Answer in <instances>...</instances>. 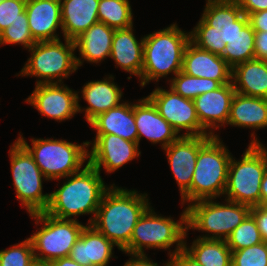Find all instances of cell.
Returning <instances> with one entry per match:
<instances>
[{
	"label": "cell",
	"instance_id": "d6986e66",
	"mask_svg": "<svg viewBox=\"0 0 267 266\" xmlns=\"http://www.w3.org/2000/svg\"><path fill=\"white\" fill-rule=\"evenodd\" d=\"M232 82L195 98L194 104L200 125L207 129H218L228 122L231 102L235 94ZM221 123V124H220Z\"/></svg>",
	"mask_w": 267,
	"mask_h": 266
},
{
	"label": "cell",
	"instance_id": "ab89813d",
	"mask_svg": "<svg viewBox=\"0 0 267 266\" xmlns=\"http://www.w3.org/2000/svg\"><path fill=\"white\" fill-rule=\"evenodd\" d=\"M248 19L255 32H267V10L250 13Z\"/></svg>",
	"mask_w": 267,
	"mask_h": 266
},
{
	"label": "cell",
	"instance_id": "7402d4cb",
	"mask_svg": "<svg viewBox=\"0 0 267 266\" xmlns=\"http://www.w3.org/2000/svg\"><path fill=\"white\" fill-rule=\"evenodd\" d=\"M64 39L75 40L98 20L99 0H60Z\"/></svg>",
	"mask_w": 267,
	"mask_h": 266
},
{
	"label": "cell",
	"instance_id": "7c38bea8",
	"mask_svg": "<svg viewBox=\"0 0 267 266\" xmlns=\"http://www.w3.org/2000/svg\"><path fill=\"white\" fill-rule=\"evenodd\" d=\"M13 185L16 197L29 214L44 212L49 204L50 194L42 193V177L40 168L28 150L16 140L9 151Z\"/></svg>",
	"mask_w": 267,
	"mask_h": 266
},
{
	"label": "cell",
	"instance_id": "9a60e30c",
	"mask_svg": "<svg viewBox=\"0 0 267 266\" xmlns=\"http://www.w3.org/2000/svg\"><path fill=\"white\" fill-rule=\"evenodd\" d=\"M43 116L64 121L82 112L78 92L60 83L36 84L32 94L26 99Z\"/></svg>",
	"mask_w": 267,
	"mask_h": 266
},
{
	"label": "cell",
	"instance_id": "ffe728a7",
	"mask_svg": "<svg viewBox=\"0 0 267 266\" xmlns=\"http://www.w3.org/2000/svg\"><path fill=\"white\" fill-rule=\"evenodd\" d=\"M26 15L33 38L39 41L59 40L55 34L62 30V14L60 0H27Z\"/></svg>",
	"mask_w": 267,
	"mask_h": 266
},
{
	"label": "cell",
	"instance_id": "44dd1931",
	"mask_svg": "<svg viewBox=\"0 0 267 266\" xmlns=\"http://www.w3.org/2000/svg\"><path fill=\"white\" fill-rule=\"evenodd\" d=\"M114 246L92 225H87L72 247L69 257L83 266H107Z\"/></svg>",
	"mask_w": 267,
	"mask_h": 266
},
{
	"label": "cell",
	"instance_id": "bcb514c9",
	"mask_svg": "<svg viewBox=\"0 0 267 266\" xmlns=\"http://www.w3.org/2000/svg\"><path fill=\"white\" fill-rule=\"evenodd\" d=\"M30 266H52L51 262L34 259Z\"/></svg>",
	"mask_w": 267,
	"mask_h": 266
},
{
	"label": "cell",
	"instance_id": "ba28073f",
	"mask_svg": "<svg viewBox=\"0 0 267 266\" xmlns=\"http://www.w3.org/2000/svg\"><path fill=\"white\" fill-rule=\"evenodd\" d=\"M231 153L219 136H212L198 151L191 183V202L216 199L225 193Z\"/></svg>",
	"mask_w": 267,
	"mask_h": 266
},
{
	"label": "cell",
	"instance_id": "2e32d148",
	"mask_svg": "<svg viewBox=\"0 0 267 266\" xmlns=\"http://www.w3.org/2000/svg\"><path fill=\"white\" fill-rule=\"evenodd\" d=\"M138 147V143L117 135L96 134L91 151H88V163L99 172L103 166L107 173H111L139 157Z\"/></svg>",
	"mask_w": 267,
	"mask_h": 266
},
{
	"label": "cell",
	"instance_id": "7a4b0ae2",
	"mask_svg": "<svg viewBox=\"0 0 267 266\" xmlns=\"http://www.w3.org/2000/svg\"><path fill=\"white\" fill-rule=\"evenodd\" d=\"M62 187L50 193L45 212L60 219L77 220V216L97 213L101 199L109 188L105 185L100 172L88 163L82 170L71 174Z\"/></svg>",
	"mask_w": 267,
	"mask_h": 266
},
{
	"label": "cell",
	"instance_id": "83f0119b",
	"mask_svg": "<svg viewBox=\"0 0 267 266\" xmlns=\"http://www.w3.org/2000/svg\"><path fill=\"white\" fill-rule=\"evenodd\" d=\"M114 31L106 24L97 22L74 40L75 48L85 61L98 63L110 57Z\"/></svg>",
	"mask_w": 267,
	"mask_h": 266
},
{
	"label": "cell",
	"instance_id": "3957f363",
	"mask_svg": "<svg viewBox=\"0 0 267 266\" xmlns=\"http://www.w3.org/2000/svg\"><path fill=\"white\" fill-rule=\"evenodd\" d=\"M249 22L236 0H207L197 26L190 32V41L198 48L221 56L230 42Z\"/></svg>",
	"mask_w": 267,
	"mask_h": 266
},
{
	"label": "cell",
	"instance_id": "8d00e7d4",
	"mask_svg": "<svg viewBox=\"0 0 267 266\" xmlns=\"http://www.w3.org/2000/svg\"><path fill=\"white\" fill-rule=\"evenodd\" d=\"M27 0H3L0 2V33L17 20H24Z\"/></svg>",
	"mask_w": 267,
	"mask_h": 266
},
{
	"label": "cell",
	"instance_id": "d6a6232c",
	"mask_svg": "<svg viewBox=\"0 0 267 266\" xmlns=\"http://www.w3.org/2000/svg\"><path fill=\"white\" fill-rule=\"evenodd\" d=\"M231 251L240 250L264 242L254 218L249 214L226 240Z\"/></svg>",
	"mask_w": 267,
	"mask_h": 266
},
{
	"label": "cell",
	"instance_id": "f35d334b",
	"mask_svg": "<svg viewBox=\"0 0 267 266\" xmlns=\"http://www.w3.org/2000/svg\"><path fill=\"white\" fill-rule=\"evenodd\" d=\"M236 2L246 16L250 13L267 10V0H236Z\"/></svg>",
	"mask_w": 267,
	"mask_h": 266
},
{
	"label": "cell",
	"instance_id": "8fae6325",
	"mask_svg": "<svg viewBox=\"0 0 267 266\" xmlns=\"http://www.w3.org/2000/svg\"><path fill=\"white\" fill-rule=\"evenodd\" d=\"M30 216L36 220V224L43 223L42 228L29 237L32 241L35 259L38 260L51 262L68 257L85 227L75 219H60L45 211L33 213Z\"/></svg>",
	"mask_w": 267,
	"mask_h": 266
},
{
	"label": "cell",
	"instance_id": "f6af8a7d",
	"mask_svg": "<svg viewBox=\"0 0 267 266\" xmlns=\"http://www.w3.org/2000/svg\"><path fill=\"white\" fill-rule=\"evenodd\" d=\"M51 264L52 266H83L77 263L75 260H73L69 256L53 260L51 261Z\"/></svg>",
	"mask_w": 267,
	"mask_h": 266
},
{
	"label": "cell",
	"instance_id": "d4e9b609",
	"mask_svg": "<svg viewBox=\"0 0 267 266\" xmlns=\"http://www.w3.org/2000/svg\"><path fill=\"white\" fill-rule=\"evenodd\" d=\"M231 82L238 94L267 99V61L253 59L234 66Z\"/></svg>",
	"mask_w": 267,
	"mask_h": 266
},
{
	"label": "cell",
	"instance_id": "f546056e",
	"mask_svg": "<svg viewBox=\"0 0 267 266\" xmlns=\"http://www.w3.org/2000/svg\"><path fill=\"white\" fill-rule=\"evenodd\" d=\"M221 57L231 68L255 59V31L249 22L227 42Z\"/></svg>",
	"mask_w": 267,
	"mask_h": 266
},
{
	"label": "cell",
	"instance_id": "30bf717a",
	"mask_svg": "<svg viewBox=\"0 0 267 266\" xmlns=\"http://www.w3.org/2000/svg\"><path fill=\"white\" fill-rule=\"evenodd\" d=\"M214 199L190 203L187 208V230L196 229L212 235L200 239L227 240L232 231L250 214L251 207L226 200L220 204Z\"/></svg>",
	"mask_w": 267,
	"mask_h": 266
},
{
	"label": "cell",
	"instance_id": "52a82bcc",
	"mask_svg": "<svg viewBox=\"0 0 267 266\" xmlns=\"http://www.w3.org/2000/svg\"><path fill=\"white\" fill-rule=\"evenodd\" d=\"M39 41L30 49L31 56L22 68L20 75L40 78L36 84L60 83L82 65L83 60L74 55L75 42L64 39ZM66 44V45H65ZM56 78L57 81L54 79Z\"/></svg>",
	"mask_w": 267,
	"mask_h": 266
},
{
	"label": "cell",
	"instance_id": "1f68e13d",
	"mask_svg": "<svg viewBox=\"0 0 267 266\" xmlns=\"http://www.w3.org/2000/svg\"><path fill=\"white\" fill-rule=\"evenodd\" d=\"M169 82H171L170 88H172L177 94L192 100L201 94L218 89L222 86L219 81L208 78L193 77L182 71L178 72Z\"/></svg>",
	"mask_w": 267,
	"mask_h": 266
},
{
	"label": "cell",
	"instance_id": "ee69618b",
	"mask_svg": "<svg viewBox=\"0 0 267 266\" xmlns=\"http://www.w3.org/2000/svg\"><path fill=\"white\" fill-rule=\"evenodd\" d=\"M260 191V206L267 207V168L264 172Z\"/></svg>",
	"mask_w": 267,
	"mask_h": 266
},
{
	"label": "cell",
	"instance_id": "f1b7e54d",
	"mask_svg": "<svg viewBox=\"0 0 267 266\" xmlns=\"http://www.w3.org/2000/svg\"><path fill=\"white\" fill-rule=\"evenodd\" d=\"M184 250L202 266H232V251L225 240L197 238Z\"/></svg>",
	"mask_w": 267,
	"mask_h": 266
},
{
	"label": "cell",
	"instance_id": "60d3db41",
	"mask_svg": "<svg viewBox=\"0 0 267 266\" xmlns=\"http://www.w3.org/2000/svg\"><path fill=\"white\" fill-rule=\"evenodd\" d=\"M255 59L267 61V32H255Z\"/></svg>",
	"mask_w": 267,
	"mask_h": 266
},
{
	"label": "cell",
	"instance_id": "4dcf8cb0",
	"mask_svg": "<svg viewBox=\"0 0 267 266\" xmlns=\"http://www.w3.org/2000/svg\"><path fill=\"white\" fill-rule=\"evenodd\" d=\"M98 20L113 29L133 26L130 2L124 0H99Z\"/></svg>",
	"mask_w": 267,
	"mask_h": 266
},
{
	"label": "cell",
	"instance_id": "836d02e7",
	"mask_svg": "<svg viewBox=\"0 0 267 266\" xmlns=\"http://www.w3.org/2000/svg\"><path fill=\"white\" fill-rule=\"evenodd\" d=\"M35 255L32 241L26 238L23 242L9 249L0 250V266H30Z\"/></svg>",
	"mask_w": 267,
	"mask_h": 266
},
{
	"label": "cell",
	"instance_id": "277c9868",
	"mask_svg": "<svg viewBox=\"0 0 267 266\" xmlns=\"http://www.w3.org/2000/svg\"><path fill=\"white\" fill-rule=\"evenodd\" d=\"M141 86L151 80L158 81L173 72L182 70L183 54L190 42V32H183L176 23L144 36Z\"/></svg>",
	"mask_w": 267,
	"mask_h": 266
},
{
	"label": "cell",
	"instance_id": "e575fe53",
	"mask_svg": "<svg viewBox=\"0 0 267 266\" xmlns=\"http://www.w3.org/2000/svg\"><path fill=\"white\" fill-rule=\"evenodd\" d=\"M37 41L33 38L26 11L24 20H17L0 33V44H22L24 48L30 49Z\"/></svg>",
	"mask_w": 267,
	"mask_h": 266
},
{
	"label": "cell",
	"instance_id": "7bdbcfd3",
	"mask_svg": "<svg viewBox=\"0 0 267 266\" xmlns=\"http://www.w3.org/2000/svg\"><path fill=\"white\" fill-rule=\"evenodd\" d=\"M131 257L130 260L125 262L124 266H159L146 255H132ZM164 266H171V261L169 260Z\"/></svg>",
	"mask_w": 267,
	"mask_h": 266
},
{
	"label": "cell",
	"instance_id": "5bb4252c",
	"mask_svg": "<svg viewBox=\"0 0 267 266\" xmlns=\"http://www.w3.org/2000/svg\"><path fill=\"white\" fill-rule=\"evenodd\" d=\"M211 137L210 135L180 136L164 148L172 174L179 185L182 205L191 202V183L198 151Z\"/></svg>",
	"mask_w": 267,
	"mask_h": 266
},
{
	"label": "cell",
	"instance_id": "b9f144b4",
	"mask_svg": "<svg viewBox=\"0 0 267 266\" xmlns=\"http://www.w3.org/2000/svg\"><path fill=\"white\" fill-rule=\"evenodd\" d=\"M171 266H202L184 249L170 257Z\"/></svg>",
	"mask_w": 267,
	"mask_h": 266
},
{
	"label": "cell",
	"instance_id": "603a6c76",
	"mask_svg": "<svg viewBox=\"0 0 267 266\" xmlns=\"http://www.w3.org/2000/svg\"><path fill=\"white\" fill-rule=\"evenodd\" d=\"M133 26L115 29L110 57L124 71L141 78L143 67L144 38L139 41L133 34Z\"/></svg>",
	"mask_w": 267,
	"mask_h": 266
},
{
	"label": "cell",
	"instance_id": "5b68a950",
	"mask_svg": "<svg viewBox=\"0 0 267 266\" xmlns=\"http://www.w3.org/2000/svg\"><path fill=\"white\" fill-rule=\"evenodd\" d=\"M242 158L237 161L231 156L225 200L260 206V191L264 172L267 168V148L254 135Z\"/></svg>",
	"mask_w": 267,
	"mask_h": 266
},
{
	"label": "cell",
	"instance_id": "74e56055",
	"mask_svg": "<svg viewBox=\"0 0 267 266\" xmlns=\"http://www.w3.org/2000/svg\"><path fill=\"white\" fill-rule=\"evenodd\" d=\"M250 215L254 218L258 230L264 242L267 241V207L265 206H252Z\"/></svg>",
	"mask_w": 267,
	"mask_h": 266
},
{
	"label": "cell",
	"instance_id": "4fadbf2b",
	"mask_svg": "<svg viewBox=\"0 0 267 266\" xmlns=\"http://www.w3.org/2000/svg\"><path fill=\"white\" fill-rule=\"evenodd\" d=\"M147 97L156 106L159 114L178 134L183 131L182 129L186 130V133L181 134V136H217L212 130L207 133L200 125L192 99L182 97L172 88L167 91L158 87Z\"/></svg>",
	"mask_w": 267,
	"mask_h": 266
},
{
	"label": "cell",
	"instance_id": "cb8c5ba5",
	"mask_svg": "<svg viewBox=\"0 0 267 266\" xmlns=\"http://www.w3.org/2000/svg\"><path fill=\"white\" fill-rule=\"evenodd\" d=\"M97 134L117 135L138 143V132L134 118V104L128 102L99 114L89 123Z\"/></svg>",
	"mask_w": 267,
	"mask_h": 266
},
{
	"label": "cell",
	"instance_id": "8992f818",
	"mask_svg": "<svg viewBox=\"0 0 267 266\" xmlns=\"http://www.w3.org/2000/svg\"><path fill=\"white\" fill-rule=\"evenodd\" d=\"M32 155L35 163L45 176V180H59L69 178L71 174L79 172L89 158L88 148L91 142L83 145L66 140L32 139V147L19 135L17 139Z\"/></svg>",
	"mask_w": 267,
	"mask_h": 266
},
{
	"label": "cell",
	"instance_id": "d590c367",
	"mask_svg": "<svg viewBox=\"0 0 267 266\" xmlns=\"http://www.w3.org/2000/svg\"><path fill=\"white\" fill-rule=\"evenodd\" d=\"M232 266H267L266 242L232 251Z\"/></svg>",
	"mask_w": 267,
	"mask_h": 266
},
{
	"label": "cell",
	"instance_id": "484cf974",
	"mask_svg": "<svg viewBox=\"0 0 267 266\" xmlns=\"http://www.w3.org/2000/svg\"><path fill=\"white\" fill-rule=\"evenodd\" d=\"M107 78L101 81H90L82 89L83 99L88 103L84 109L88 124L99 114L121 104L120 100L123 95L121 89L111 81L114 80L112 75Z\"/></svg>",
	"mask_w": 267,
	"mask_h": 266
},
{
	"label": "cell",
	"instance_id": "9c48e42d",
	"mask_svg": "<svg viewBox=\"0 0 267 266\" xmlns=\"http://www.w3.org/2000/svg\"><path fill=\"white\" fill-rule=\"evenodd\" d=\"M185 225V226H184ZM187 236V208L181 214L180 221L155 214L149 207L133 228L130 239V256L146 255L143 248H160L167 250L176 243V249L170 257L184 249Z\"/></svg>",
	"mask_w": 267,
	"mask_h": 266
},
{
	"label": "cell",
	"instance_id": "ac0fdd59",
	"mask_svg": "<svg viewBox=\"0 0 267 266\" xmlns=\"http://www.w3.org/2000/svg\"><path fill=\"white\" fill-rule=\"evenodd\" d=\"M182 72L193 76L231 83L232 68L219 55L198 48L191 41L183 54Z\"/></svg>",
	"mask_w": 267,
	"mask_h": 266
},
{
	"label": "cell",
	"instance_id": "e0dca14e",
	"mask_svg": "<svg viewBox=\"0 0 267 266\" xmlns=\"http://www.w3.org/2000/svg\"><path fill=\"white\" fill-rule=\"evenodd\" d=\"M134 118L138 132V145L142 136L153 144L161 143L166 148L181 135L159 114L152 101L146 97L134 104Z\"/></svg>",
	"mask_w": 267,
	"mask_h": 266
},
{
	"label": "cell",
	"instance_id": "4316f807",
	"mask_svg": "<svg viewBox=\"0 0 267 266\" xmlns=\"http://www.w3.org/2000/svg\"><path fill=\"white\" fill-rule=\"evenodd\" d=\"M227 124L256 130L267 127V99L235 93Z\"/></svg>",
	"mask_w": 267,
	"mask_h": 266
},
{
	"label": "cell",
	"instance_id": "6da1fadb",
	"mask_svg": "<svg viewBox=\"0 0 267 266\" xmlns=\"http://www.w3.org/2000/svg\"><path fill=\"white\" fill-rule=\"evenodd\" d=\"M114 185L103 194L96 216L89 218L88 225H92L119 250L130 254L133 228L150 203L147 194H138L135 190Z\"/></svg>",
	"mask_w": 267,
	"mask_h": 266
}]
</instances>
